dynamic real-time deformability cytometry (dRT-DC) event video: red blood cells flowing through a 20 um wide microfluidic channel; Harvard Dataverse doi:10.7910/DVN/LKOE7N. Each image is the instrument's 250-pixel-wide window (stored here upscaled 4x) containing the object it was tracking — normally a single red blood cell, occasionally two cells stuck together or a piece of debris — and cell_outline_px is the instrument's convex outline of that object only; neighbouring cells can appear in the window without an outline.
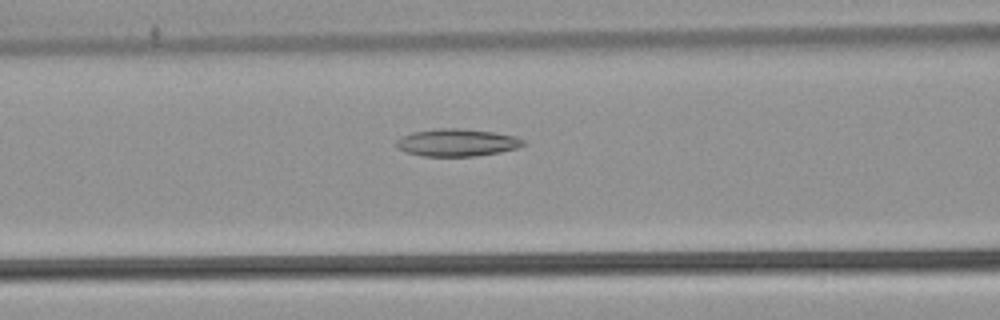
{"species": "common noctule bat (a hibernating species)", "species_latin": "Nyctalus noctula", "temperature_condition": "warm", "stored_images_in_passage": 35, "camera_frame_rate_fps": 3000, "um_per_image_px": 0.085, "animal": {"sex": "male", "body_mass_g": 21.5, "forearm_length_mm": 52.0}, "frame": {"image": 1, "passage_image": 13, "time_ms": 4.0, "image_size_px": [1000, 320], "cell_outline_px": [[528, 144], [516, 148], [500, 152], [472, 156], [424, 156], [404, 152], [396, 144], [396, 140], [412, 132], [436, 128], [460, 128], [492, 132], [516, 136], [524, 140]], "centroid_in_image_um": [38.86, 12.11], "position_along_channel_um": 127.7, "area_um2": 20.23}}
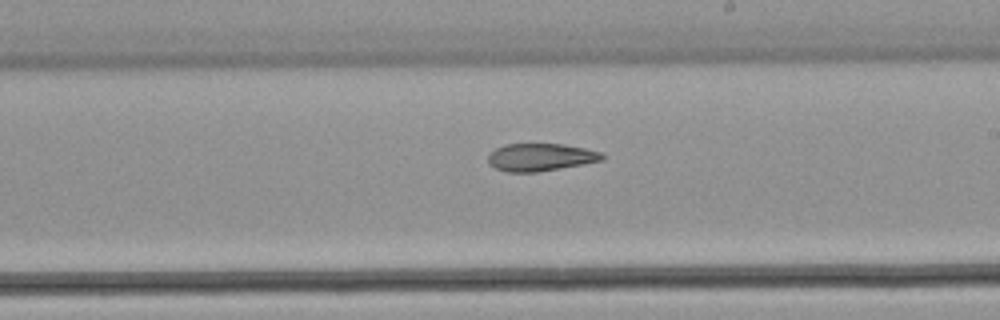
{"frame": {"image": 2, "passage_image": 22, "time_ms": 7.0, "image_size_px": [1000, 320], "cell_outline_px": [[604, 160], [536, 172], [508, 172], [496, 168], [488, 164], [488, 152], [504, 144], [564, 144], [584, 148], [600, 152], [604, 156]], "centroid_in_image_um": [45.89, 13.35], "position_along_channel_um": 243.1, "area_um2": 18.26}}
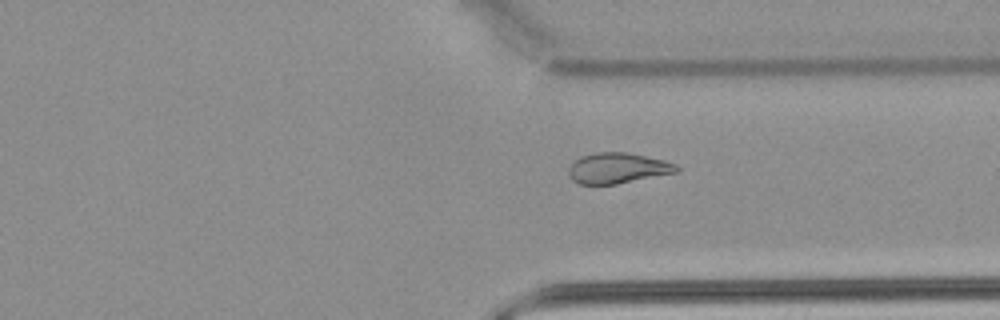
{"frame": {"image": 3, "passage_image": 31, "time_ms": 10.0, "image_size_px": [1000, 320], "cell_outline_px": [[680, 172], [616, 184], [580, 184], [572, 180], [568, 172], [568, 168], [580, 156], [596, 152], [628, 152], [664, 160], [676, 164], [680, 168]], "centroid_in_image_um": [52.53, 14.29], "position_along_channel_um": 358.9, "area_um2": 19.36}}